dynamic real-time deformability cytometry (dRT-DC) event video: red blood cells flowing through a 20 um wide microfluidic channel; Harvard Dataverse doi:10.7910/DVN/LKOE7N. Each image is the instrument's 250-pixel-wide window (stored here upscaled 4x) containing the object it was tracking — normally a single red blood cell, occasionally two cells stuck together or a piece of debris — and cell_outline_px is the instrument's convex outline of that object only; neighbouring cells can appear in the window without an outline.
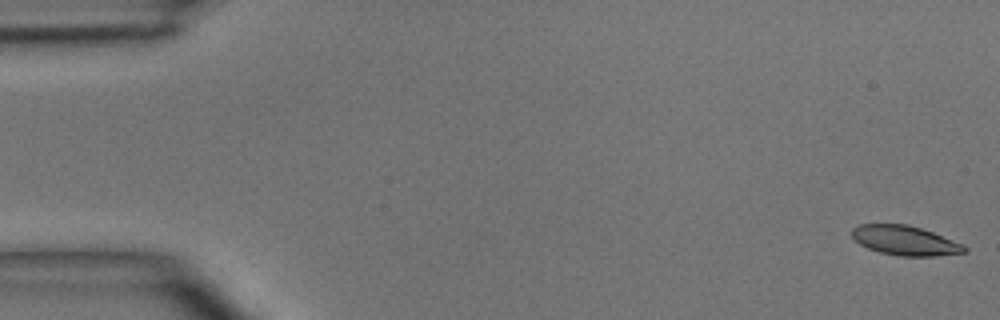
{"species": "common noctule bat (a hibernating species)", "species_latin": "Nyctalus noctula", "temperature_condition": "room temperature", "stored_images_in_passage": 5, "camera_frame_rate_fps": 3000, "um_per_image_px": 0.085, "animal": {"sex": "male", "body_mass_g": 15.6}, "frame": {"image": 1, "passage_image": 1, "time_ms": 0.0, "image_size_px": [1000, 320], "cell_outline_px": [[968, 252], [936, 256], [900, 256], [880, 252], [868, 248], [860, 244], [852, 236], [852, 228], [860, 224], [908, 224], [932, 232], [964, 244], [968, 248]], "centroid_in_image_um": [76.96, 20.45], "position_along_channel_um": 8.0, "area_um2": 19.36}}
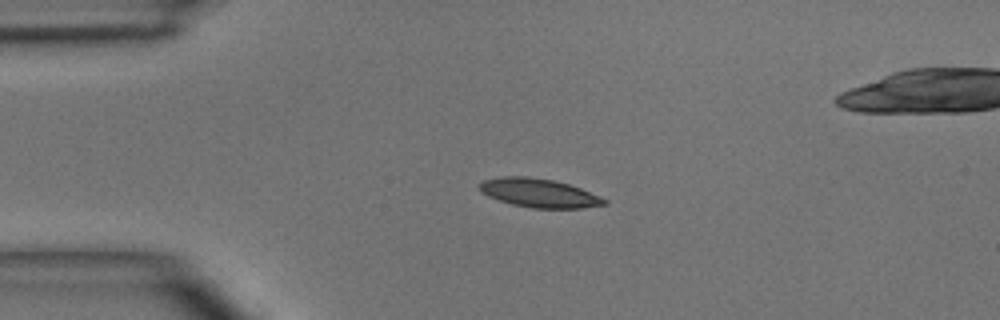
{"frame": {"image": 2, "passage_image": 4, "time_ms": 3.333, "image_size_px": [1000, 320], "cell_outline_px": [[608, 204], [580, 208], [532, 208], [512, 204], [488, 196], [480, 188], [480, 184], [484, 180], [504, 176], [528, 176], [552, 180], [568, 184], [580, 188], [600, 196], [608, 200]], "centroid_in_image_um": [45.86, 16.41], "position_along_channel_um": 39.1, "area_um2": 20.63}}